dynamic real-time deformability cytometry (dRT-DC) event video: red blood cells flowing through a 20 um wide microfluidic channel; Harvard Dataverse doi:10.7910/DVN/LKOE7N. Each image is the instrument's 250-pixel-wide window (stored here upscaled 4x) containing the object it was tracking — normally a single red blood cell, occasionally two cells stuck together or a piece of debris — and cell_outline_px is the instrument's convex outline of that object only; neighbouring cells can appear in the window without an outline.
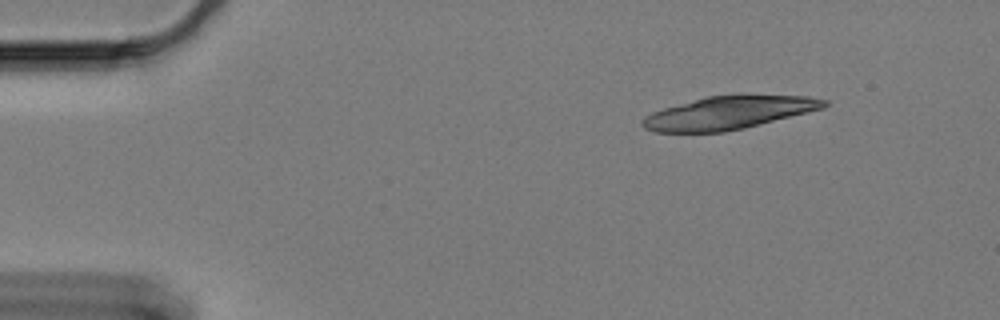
{"species": "Egyptian fruit bat (a non-hibernating species)", "species_latin": "Rousettus aegyptiacus", "temperature_condition": "cold", "stored_images_in_passage": 22, "camera_frame_rate_fps": 3000, "um_per_image_px": 0.085, "animal": {"sex": "female"}, "frame": {"image": 1, "passage_image": 1, "time_ms": 0.0, "image_size_px": [1000, 320], "cell_outline_px": [[828, 104], [824, 108], [744, 128], [724, 132], [656, 132], [644, 128], [640, 124], [652, 112], [664, 108], [708, 96], [736, 92], [748, 92], [808, 96], [828, 100]], "centroid_in_image_um": [62.03, 9.53], "position_along_channel_um": 23.0, "area_um2": 35.72}}
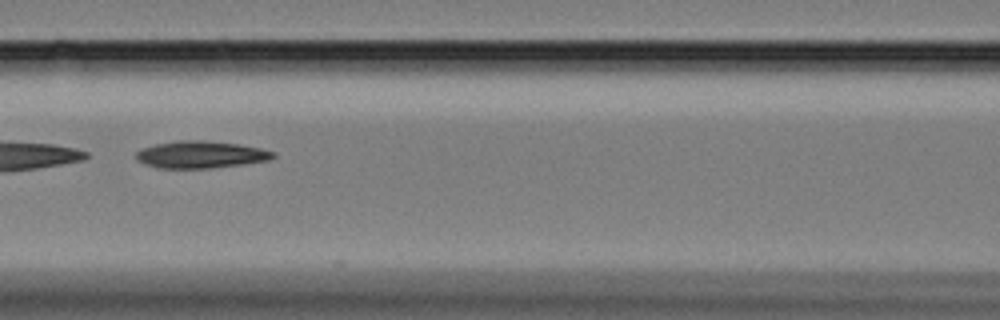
{"frame": {"image": 2, "passage_image": 20, "time_ms": 6.333, "image_size_px": [1000, 320], "cell_outline_px": [[276, 156], [268, 160], [244, 164], [208, 168], [160, 168], [136, 160], [136, 152], [144, 148], [156, 144], [180, 140], [204, 140], [240, 144], [260, 148], [276, 152]], "centroid_in_image_um": [17.1, 13.13], "position_along_channel_um": 149.5, "area_um2": 21.5}}